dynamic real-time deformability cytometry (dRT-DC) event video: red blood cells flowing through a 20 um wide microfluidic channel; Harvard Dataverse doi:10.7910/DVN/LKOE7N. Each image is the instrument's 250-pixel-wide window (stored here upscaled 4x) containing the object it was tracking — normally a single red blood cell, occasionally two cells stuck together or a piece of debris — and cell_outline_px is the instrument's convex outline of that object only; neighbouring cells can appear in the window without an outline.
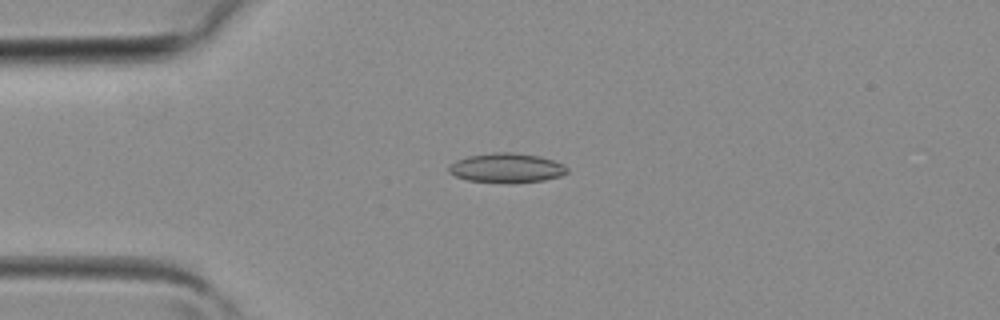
{"species": "common noctule bat (a hibernating species)", "species_latin": "Nyctalus noctula", "temperature_condition": "room temperature", "stored_images_in_passage": 2, "camera_frame_rate_fps": 3000, "um_per_image_px": 0.085, "animal": {"sex": "female", "body_mass_g": 19.3, "forearm_length_mm": 54.1}, "frame": {"image": 1, "passage_image": 1, "time_ms": 0.0, "image_size_px": [1000, 320], "cell_outline_px": [[568, 172], [560, 176], [544, 180], [512, 184], [508, 184], [468, 180], [456, 176], [448, 172], [448, 164], [456, 160], [468, 156], [492, 152], [516, 152], [540, 156], [564, 164], [568, 168]], "centroid_in_image_um": [43.05, 14.28], "position_along_channel_um": 41.9, "area_um2": 20.75}}